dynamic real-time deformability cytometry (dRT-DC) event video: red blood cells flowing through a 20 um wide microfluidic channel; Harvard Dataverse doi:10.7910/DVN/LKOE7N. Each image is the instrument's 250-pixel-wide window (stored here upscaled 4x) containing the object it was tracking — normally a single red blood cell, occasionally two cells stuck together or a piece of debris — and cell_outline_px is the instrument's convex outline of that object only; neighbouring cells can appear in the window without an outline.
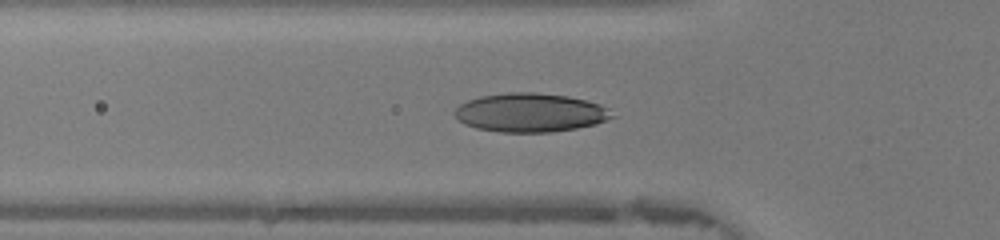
{"species": "human", "species_latin": "Homo sapiens", "temperature_condition": "warm", "stored_images_in_passage": 46, "camera_frame_rate_fps": 3000, "um_per_image_px": 0.085, "donor": {"sex": "female"}, "frame": {"image": 1, "passage_image": 15, "time_ms": 4.667, "image_size_px": [1000, 240], "cell_outline_px": [[616, 116], [596, 124], [576, 128], [552, 132], [500, 132], [476, 128], [464, 124], [452, 112], [460, 104], [468, 100], [480, 96], [508, 92], [536, 92], [568, 96], [600, 104], [608, 108]], "centroid_in_image_um": [45.07, 9.57], "position_along_channel_um": 80.7, "area_um2": 35.66}}
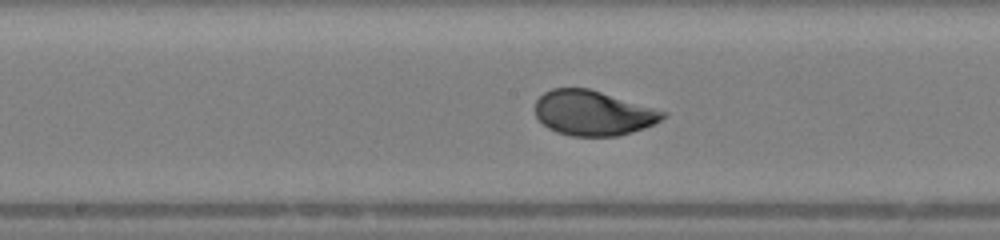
{"frame": {"image": 2, "passage_image": 23, "time_ms": 7.333, "image_size_px": [1000, 240], "cell_outline_px": [[668, 112], [660, 120], [644, 128], [632, 132], [616, 136], [572, 136], [556, 132], [548, 128], [536, 116], [536, 100], [544, 92], [552, 88], [588, 88]], "centroid_in_image_um": [50.39, 9.61], "position_along_channel_um": 197.8, "area_um2": 33.18}}
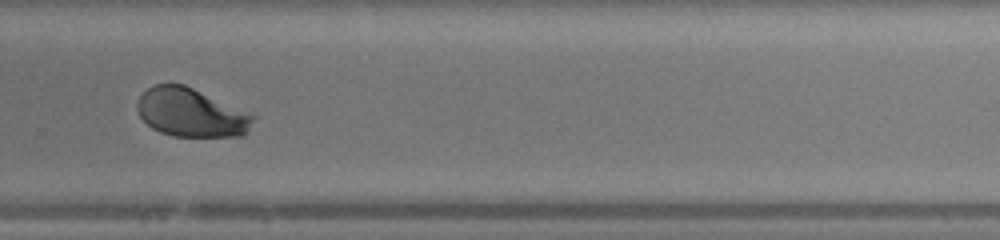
{"frame": {"image": 3, "passage_image": 31, "time_ms": 10.0, "image_size_px": [1000, 240], "cell_outline_px": [[256, 116], [248, 132], [244, 136], [172, 136], [160, 132], [152, 128], [140, 116], [136, 108], [136, 104], [140, 96], [152, 84], [184, 84]], "centroid_in_image_um": [16.23, 9.58], "position_along_channel_um": 313.6, "area_um2": 32.6}, "authors_computed_cell_mechanics": {"area_um2": 33.9575, "velocity_mm_per_s": 4.3651, "shape_relaxation_time_tau1_ms": 2.5797, "shape_relaxation_time_tau2_ms": null, "deformation_change_tau1": 0.1478, "deformation_change_tau2": null}}